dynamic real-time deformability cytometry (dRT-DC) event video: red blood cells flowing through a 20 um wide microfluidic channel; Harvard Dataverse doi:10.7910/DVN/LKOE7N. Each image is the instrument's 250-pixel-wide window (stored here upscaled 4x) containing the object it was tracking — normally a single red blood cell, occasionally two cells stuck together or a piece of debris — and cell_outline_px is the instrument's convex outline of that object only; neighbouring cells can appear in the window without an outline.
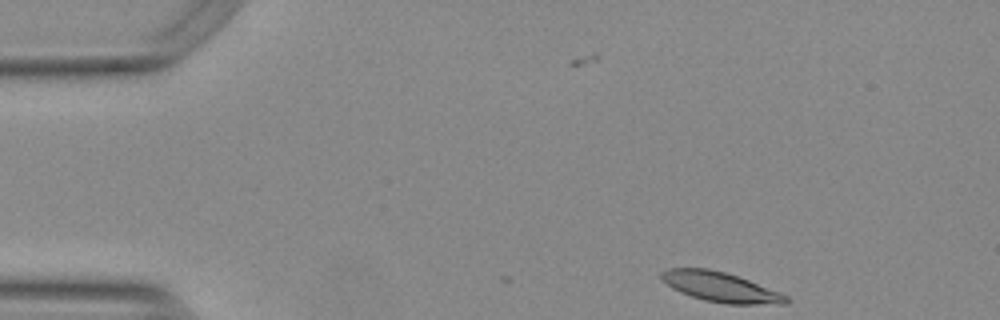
{"species": "Egyptian fruit bat (a non-hibernating species)", "species_latin": "Rousettus aegyptiacus", "temperature_condition": "warm", "stored_images_in_passage": 37, "camera_frame_rate_fps": 3000, "um_per_image_px": 0.085, "animal": {"sex": "female"}, "frame": {"image": 1, "passage_image": 1, "time_ms": 0.0, "image_size_px": [1000, 320], "cell_outline_px": [[788, 304], [724, 304], [704, 300], [680, 292], [672, 288], [660, 276], [660, 272], [668, 268], [708, 268], [724, 272], [748, 280], [780, 292], [788, 296]], "centroid_in_image_um": [61.25, 24.4], "position_along_channel_um": 23.8, "area_um2": 21.5}}
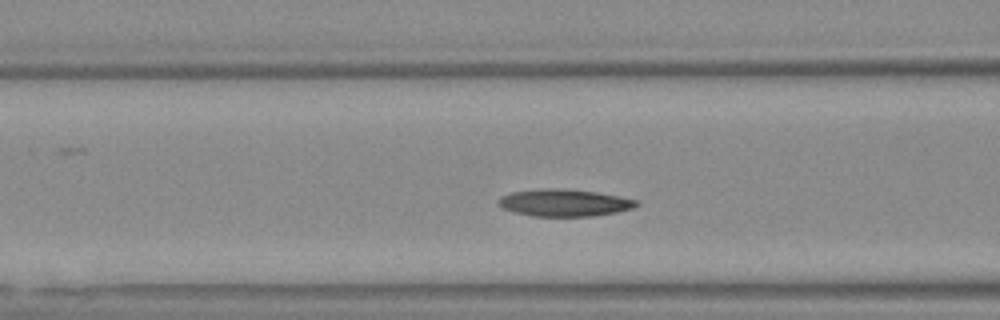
{"frame": {"image": 2, "passage_image": 15, "time_ms": 4.667, "image_size_px": [1000, 320], "cell_outline_px": [[640, 204], [632, 208], [616, 212], [592, 216], [532, 216], [516, 212], [504, 208], [496, 204], [496, 200], [500, 196], [512, 192], [540, 188], [544, 188], [596, 192], [620, 196], [640, 200]], "centroid_in_image_um": [47.96, 17.23], "position_along_channel_um": 118.6, "area_um2": 21.73}}
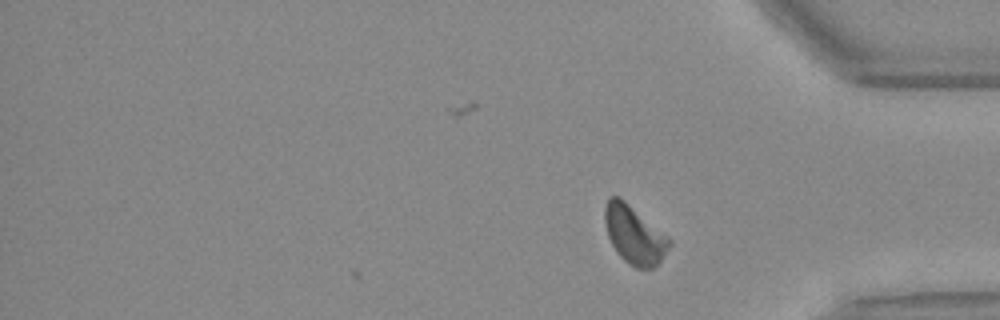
{"frame": {"image": 3, "passage_image": 37, "time_ms": 12.0, "image_size_px": [1000, 320], "cell_outline_px": [[672, 244], [664, 256], [652, 268], [636, 268], [628, 264], [616, 252], [608, 236], [604, 220], [604, 208], [608, 196], [616, 196], [624, 200], [668, 236], [672, 240]], "centroid_in_image_um": [53.91, 19.95], "position_along_channel_um": 381.3, "area_um2": 21.79}, "authors_computed_cell_mechanics": {"area_um2": 21.5016, "velocity_mm_per_s": 3.7223, "shape_relaxation_time_tau1_ms": null, "shape_relaxation_time_tau2_ms": 5.9996, "deformation_change_tau1": null, "deformation_change_tau2": 0.1092}}